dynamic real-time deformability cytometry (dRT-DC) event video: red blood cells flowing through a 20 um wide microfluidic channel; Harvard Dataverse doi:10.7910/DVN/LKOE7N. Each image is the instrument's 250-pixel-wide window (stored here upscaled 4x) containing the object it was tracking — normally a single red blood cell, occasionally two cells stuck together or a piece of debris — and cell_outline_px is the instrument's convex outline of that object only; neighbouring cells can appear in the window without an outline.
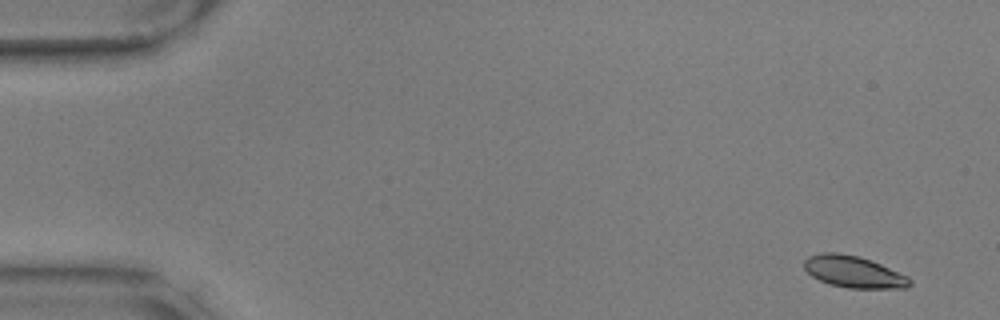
{"species": "common noctule bat (a hibernating species)", "species_latin": "Nyctalus noctula", "temperature_condition": "warm", "stored_images_in_passage": 55, "camera_frame_rate_fps": 3000, "um_per_image_px": 0.085, "animal": {"sex": "male", "body_mass_g": 17.9, "forearm_length_mm": 54.2}, "frame": {"image": 1, "passage_image": 1, "time_ms": 0.0, "image_size_px": [1000, 320], "cell_outline_px": [[912, 284], [908, 288], [848, 288], [828, 284], [812, 276], [804, 268], [804, 260], [808, 256], [820, 252], [836, 252], [860, 256], [880, 264], [908, 276], [912, 280]], "centroid_in_image_um": [72.56, 23.1], "position_along_channel_um": 12.4, "area_um2": 19.65}}
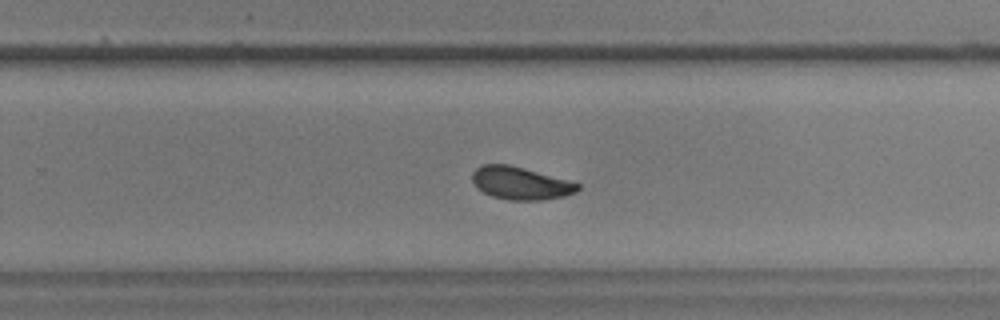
{"frame": {"image": 2, "passage_image": 35, "time_ms": 11.333, "image_size_px": [1000, 320], "cell_outline_px": [[580, 188], [576, 192], [564, 196], [544, 200], [508, 200], [492, 196], [476, 188], [472, 180], [472, 172], [480, 164], [508, 164], [524, 168], [568, 180], [580, 184]], "centroid_in_image_um": [44.22, 15.57], "position_along_channel_um": 285.6, "area_um2": 20.17}}
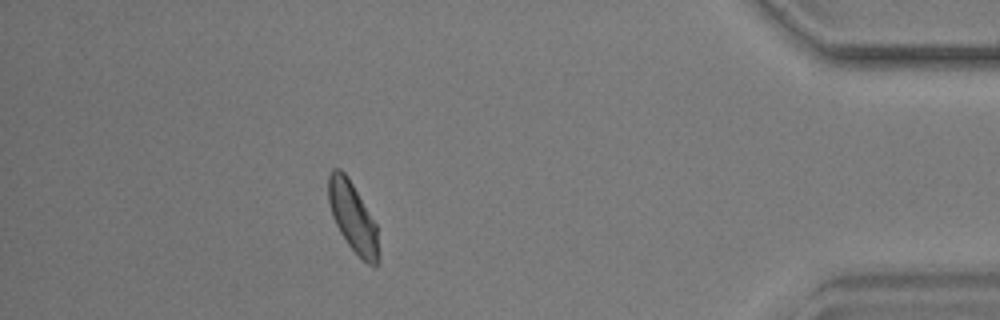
{"frame": {"image": 3, "passage_image": 49, "time_ms": 16.0, "image_size_px": [1000, 320], "cell_outline_px": [[380, 260], [376, 264], [368, 264], [348, 244], [340, 232], [332, 216], [328, 200], [328, 176], [332, 168], [340, 168], [348, 176], [376, 224], [380, 256]], "centroid_in_image_um": [29.98, 18.43], "position_along_channel_um": 405.2, "area_um2": 20.23}, "authors_computed_cell_mechanics": {"area_um2": 20.3456, "velocity_mm_per_s": 3.5228, "shape_relaxation_time_tau1_ms": 2.8767, "shape_relaxation_time_tau2_ms": 1.9624, "deformation_change_tau1": 0.1225, "deformation_change_tau2": 0.055}}